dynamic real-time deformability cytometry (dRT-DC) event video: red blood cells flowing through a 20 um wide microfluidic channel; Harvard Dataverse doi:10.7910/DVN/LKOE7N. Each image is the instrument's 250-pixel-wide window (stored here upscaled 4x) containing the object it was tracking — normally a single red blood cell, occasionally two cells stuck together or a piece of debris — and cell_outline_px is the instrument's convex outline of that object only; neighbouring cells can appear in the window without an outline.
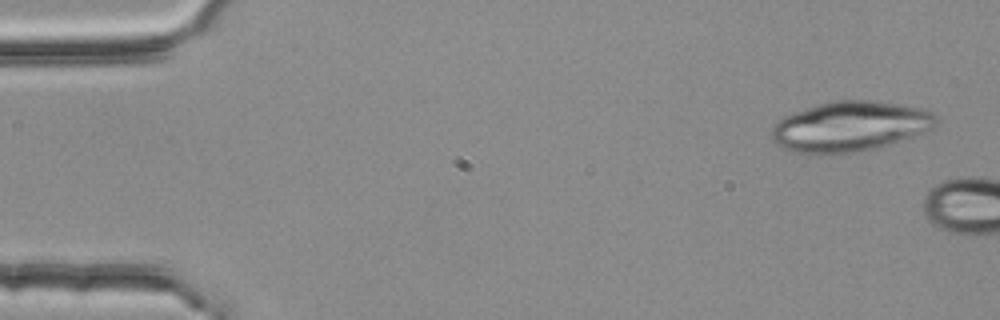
{"species": "common noctule bat (a hibernating species)", "species_latin": "Nyctalus noctula", "temperature_condition": "room temperature", "stored_images_in_passage": 2, "camera_frame_rate_fps": 3000, "um_per_image_px": 0.085, "animal": {"sex": "female", "body_mass_g": 25.1}, "frame": {"image": 1, "passage_image": 1, "time_ms": 0.0, "image_size_px": [1000, 320], "cell_outline_px": [[940, 120], [932, 128], [880, 148], [840, 156], [796, 152], [784, 148], [776, 144], [772, 140], [772, 128], [784, 116], [832, 100], [868, 100], [924, 108], [936, 112]], "centroid_in_image_um": [72.29, 10.77], "position_along_channel_um": 12.7, "area_um2": 48.44}}